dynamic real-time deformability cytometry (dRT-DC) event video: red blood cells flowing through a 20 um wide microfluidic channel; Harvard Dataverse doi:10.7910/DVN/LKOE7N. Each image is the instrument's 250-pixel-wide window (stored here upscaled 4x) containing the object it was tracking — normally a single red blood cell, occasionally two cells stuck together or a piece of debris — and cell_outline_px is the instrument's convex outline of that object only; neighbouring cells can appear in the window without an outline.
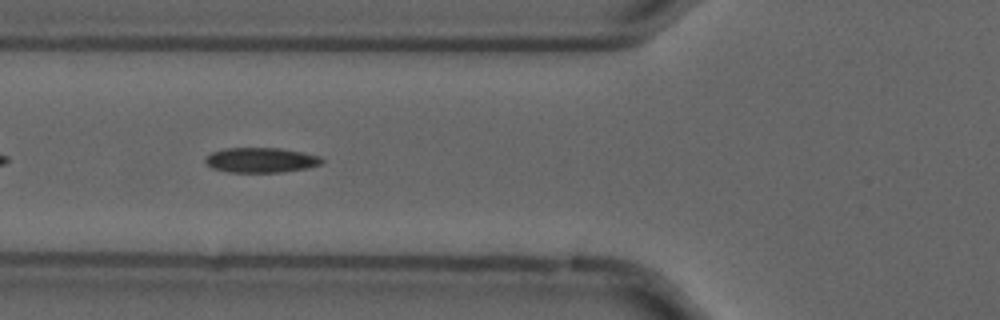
{"species": "common noctule bat (a hibernating species)", "species_latin": "Nyctalus noctula", "temperature_condition": "cold", "stored_images_in_passage": 39, "camera_frame_rate_fps": 3000, "um_per_image_px": 0.085, "animal": {"sex": "male", "forearm_length_mm": 52.5}, "frame": {"image": 1, "passage_image": 6, "time_ms": 1.667, "image_size_px": [1000, 320], "cell_outline_px": [[324, 160], [320, 164], [308, 168], [280, 172], [228, 172], [212, 168], [204, 160], [212, 152], [224, 148], [280, 148], [320, 156]], "centroid_in_image_um": [22.18, 13.61], "position_along_channel_um": 103.6, "area_um2": 16.82}}
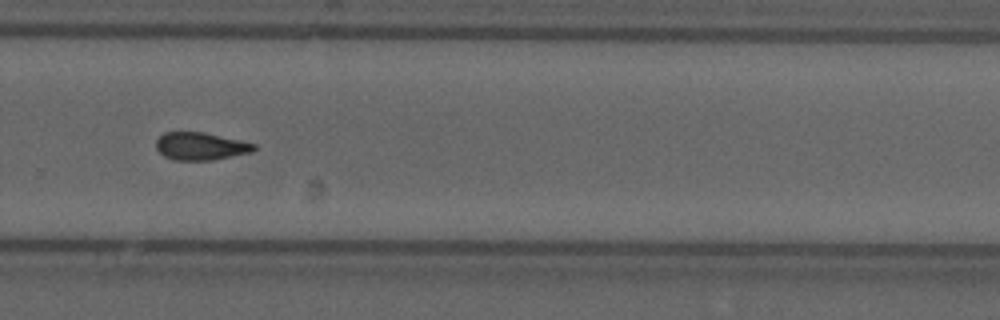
{"frame": {"image": 2, "passage_image": 23, "time_ms": 7.333, "image_size_px": [1000, 320], "cell_outline_px": [[256, 148], [252, 152], [212, 160], [172, 160], [164, 156], [156, 148], [156, 140], [164, 132], [204, 132], [240, 140], [256, 144]], "centroid_in_image_um": [17.04, 12.43], "position_along_channel_um": 312.8, "area_um2": 15.78}, "authors_computed_cell_mechanics": {"area_um2": 16.762, "velocity_mm_per_s": 3.696, "shape_relaxation_time_tau1_ms": null, "shape_relaxation_time_tau2_ms": 4.5797, "deformation_change_tau1": null, "deformation_change_tau2": 0.1194}}